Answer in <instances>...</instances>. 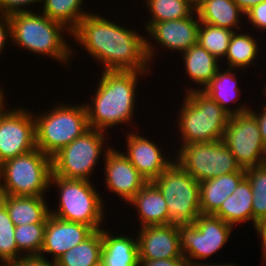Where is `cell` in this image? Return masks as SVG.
I'll return each instance as SVG.
<instances>
[{
	"label": "cell",
	"instance_id": "5bb4252c",
	"mask_svg": "<svg viewBox=\"0 0 266 266\" xmlns=\"http://www.w3.org/2000/svg\"><path fill=\"white\" fill-rule=\"evenodd\" d=\"M141 228L137 240L139 260L184 258L178 225H148Z\"/></svg>",
	"mask_w": 266,
	"mask_h": 266
},
{
	"label": "cell",
	"instance_id": "603a6c76",
	"mask_svg": "<svg viewBox=\"0 0 266 266\" xmlns=\"http://www.w3.org/2000/svg\"><path fill=\"white\" fill-rule=\"evenodd\" d=\"M252 198V187L245 177L213 215L232 226L239 222L253 221Z\"/></svg>",
	"mask_w": 266,
	"mask_h": 266
},
{
	"label": "cell",
	"instance_id": "8992f818",
	"mask_svg": "<svg viewBox=\"0 0 266 266\" xmlns=\"http://www.w3.org/2000/svg\"><path fill=\"white\" fill-rule=\"evenodd\" d=\"M153 183L163 194L169 212V224H193L201 215L199 182L176 161Z\"/></svg>",
	"mask_w": 266,
	"mask_h": 266
},
{
	"label": "cell",
	"instance_id": "ac0fdd59",
	"mask_svg": "<svg viewBox=\"0 0 266 266\" xmlns=\"http://www.w3.org/2000/svg\"><path fill=\"white\" fill-rule=\"evenodd\" d=\"M130 133L127 138L128 155L125 156L147 182H153L172 161L163 157L157 145L136 133Z\"/></svg>",
	"mask_w": 266,
	"mask_h": 266
},
{
	"label": "cell",
	"instance_id": "b9f144b4",
	"mask_svg": "<svg viewBox=\"0 0 266 266\" xmlns=\"http://www.w3.org/2000/svg\"><path fill=\"white\" fill-rule=\"evenodd\" d=\"M3 94L0 93V119L7 113V110H4V99H3ZM5 111V112H4Z\"/></svg>",
	"mask_w": 266,
	"mask_h": 266
},
{
	"label": "cell",
	"instance_id": "30bf717a",
	"mask_svg": "<svg viewBox=\"0 0 266 266\" xmlns=\"http://www.w3.org/2000/svg\"><path fill=\"white\" fill-rule=\"evenodd\" d=\"M103 131L89 128L52 156V174L65 179L88 180L100 158L104 144ZM104 135V136H103Z\"/></svg>",
	"mask_w": 266,
	"mask_h": 266
},
{
	"label": "cell",
	"instance_id": "4dcf8cb0",
	"mask_svg": "<svg viewBox=\"0 0 266 266\" xmlns=\"http://www.w3.org/2000/svg\"><path fill=\"white\" fill-rule=\"evenodd\" d=\"M46 223H34L15 226L14 237L17 250L29 252L26 256H40L44 242ZM21 251V252H20Z\"/></svg>",
	"mask_w": 266,
	"mask_h": 266
},
{
	"label": "cell",
	"instance_id": "d590c367",
	"mask_svg": "<svg viewBox=\"0 0 266 266\" xmlns=\"http://www.w3.org/2000/svg\"><path fill=\"white\" fill-rule=\"evenodd\" d=\"M39 1L42 0H0V14L10 15L21 11H27L21 9L22 7L19 6L28 5V3L33 4Z\"/></svg>",
	"mask_w": 266,
	"mask_h": 266
},
{
	"label": "cell",
	"instance_id": "7402d4cb",
	"mask_svg": "<svg viewBox=\"0 0 266 266\" xmlns=\"http://www.w3.org/2000/svg\"><path fill=\"white\" fill-rule=\"evenodd\" d=\"M102 229L101 266H139L138 241Z\"/></svg>",
	"mask_w": 266,
	"mask_h": 266
},
{
	"label": "cell",
	"instance_id": "d6a6232c",
	"mask_svg": "<svg viewBox=\"0 0 266 266\" xmlns=\"http://www.w3.org/2000/svg\"><path fill=\"white\" fill-rule=\"evenodd\" d=\"M147 4L149 10L152 11V20L149 22L177 20L196 12L185 0H147Z\"/></svg>",
	"mask_w": 266,
	"mask_h": 266
},
{
	"label": "cell",
	"instance_id": "f546056e",
	"mask_svg": "<svg viewBox=\"0 0 266 266\" xmlns=\"http://www.w3.org/2000/svg\"><path fill=\"white\" fill-rule=\"evenodd\" d=\"M201 24L198 32V44L217 59L220 56H225L234 31L203 22ZM202 26H204L203 29Z\"/></svg>",
	"mask_w": 266,
	"mask_h": 266
},
{
	"label": "cell",
	"instance_id": "ba28073f",
	"mask_svg": "<svg viewBox=\"0 0 266 266\" xmlns=\"http://www.w3.org/2000/svg\"><path fill=\"white\" fill-rule=\"evenodd\" d=\"M52 182L59 186L61 194L58 212L50 211V214L66 221L85 224L94 231L100 230L103 202L90 184V179H65L52 174L50 184Z\"/></svg>",
	"mask_w": 266,
	"mask_h": 266
},
{
	"label": "cell",
	"instance_id": "83f0119b",
	"mask_svg": "<svg viewBox=\"0 0 266 266\" xmlns=\"http://www.w3.org/2000/svg\"><path fill=\"white\" fill-rule=\"evenodd\" d=\"M82 3L83 0H44L43 14L65 27L68 23V30L72 32L80 20L88 15L80 11Z\"/></svg>",
	"mask_w": 266,
	"mask_h": 266
},
{
	"label": "cell",
	"instance_id": "3957f363",
	"mask_svg": "<svg viewBox=\"0 0 266 266\" xmlns=\"http://www.w3.org/2000/svg\"><path fill=\"white\" fill-rule=\"evenodd\" d=\"M192 90L179 115L183 144L222 140L231 115L201 90Z\"/></svg>",
	"mask_w": 266,
	"mask_h": 266
},
{
	"label": "cell",
	"instance_id": "9a60e30c",
	"mask_svg": "<svg viewBox=\"0 0 266 266\" xmlns=\"http://www.w3.org/2000/svg\"><path fill=\"white\" fill-rule=\"evenodd\" d=\"M105 152L107 186L128 202L148 182L124 154L110 148Z\"/></svg>",
	"mask_w": 266,
	"mask_h": 266
},
{
	"label": "cell",
	"instance_id": "f35d334b",
	"mask_svg": "<svg viewBox=\"0 0 266 266\" xmlns=\"http://www.w3.org/2000/svg\"><path fill=\"white\" fill-rule=\"evenodd\" d=\"M1 17L4 20H2ZM0 19H1V22H0V52H1L3 47L5 46V39H7V36L10 35L9 37L11 38V23H10L9 15L1 14ZM3 21L5 22L4 24H2Z\"/></svg>",
	"mask_w": 266,
	"mask_h": 266
},
{
	"label": "cell",
	"instance_id": "4316f807",
	"mask_svg": "<svg viewBox=\"0 0 266 266\" xmlns=\"http://www.w3.org/2000/svg\"><path fill=\"white\" fill-rule=\"evenodd\" d=\"M228 69L223 74L220 73V69H218L214 78L203 89L200 88V90L204 92L208 97H210L213 101L218 103L230 115L248 112L250 110L243 106L242 108L238 107V110L234 109V111H231V109H228V107H226V103L234 101L236 95H238L236 94L238 93L236 87L238 85L234 77L236 74L231 73V68Z\"/></svg>",
	"mask_w": 266,
	"mask_h": 266
},
{
	"label": "cell",
	"instance_id": "d4e9b609",
	"mask_svg": "<svg viewBox=\"0 0 266 266\" xmlns=\"http://www.w3.org/2000/svg\"><path fill=\"white\" fill-rule=\"evenodd\" d=\"M102 250V229L74 246L56 261L57 266H98Z\"/></svg>",
	"mask_w": 266,
	"mask_h": 266
},
{
	"label": "cell",
	"instance_id": "6da1fadb",
	"mask_svg": "<svg viewBox=\"0 0 266 266\" xmlns=\"http://www.w3.org/2000/svg\"><path fill=\"white\" fill-rule=\"evenodd\" d=\"M69 34H73L90 55L104 63L105 71L144 74L153 55L152 46L142 35L99 15H86Z\"/></svg>",
	"mask_w": 266,
	"mask_h": 266
},
{
	"label": "cell",
	"instance_id": "7c38bea8",
	"mask_svg": "<svg viewBox=\"0 0 266 266\" xmlns=\"http://www.w3.org/2000/svg\"><path fill=\"white\" fill-rule=\"evenodd\" d=\"M222 141L241 168L261 165L265 146L258 121L250 111L230 116Z\"/></svg>",
	"mask_w": 266,
	"mask_h": 266
},
{
	"label": "cell",
	"instance_id": "f6af8a7d",
	"mask_svg": "<svg viewBox=\"0 0 266 266\" xmlns=\"http://www.w3.org/2000/svg\"><path fill=\"white\" fill-rule=\"evenodd\" d=\"M201 266H232V264H229V263H228V265H227V263H226V265H218V264L217 265H214V264L213 265H209V264L204 265V264H202Z\"/></svg>",
	"mask_w": 266,
	"mask_h": 266
},
{
	"label": "cell",
	"instance_id": "44dd1931",
	"mask_svg": "<svg viewBox=\"0 0 266 266\" xmlns=\"http://www.w3.org/2000/svg\"><path fill=\"white\" fill-rule=\"evenodd\" d=\"M129 202L137 206L142 227L169 224L166 201L153 182H148Z\"/></svg>",
	"mask_w": 266,
	"mask_h": 266
},
{
	"label": "cell",
	"instance_id": "cb8c5ba5",
	"mask_svg": "<svg viewBox=\"0 0 266 266\" xmlns=\"http://www.w3.org/2000/svg\"><path fill=\"white\" fill-rule=\"evenodd\" d=\"M196 13L200 22L232 31L245 14L233 0H203Z\"/></svg>",
	"mask_w": 266,
	"mask_h": 266
},
{
	"label": "cell",
	"instance_id": "74e56055",
	"mask_svg": "<svg viewBox=\"0 0 266 266\" xmlns=\"http://www.w3.org/2000/svg\"><path fill=\"white\" fill-rule=\"evenodd\" d=\"M142 266H189L185 258L139 260Z\"/></svg>",
	"mask_w": 266,
	"mask_h": 266
},
{
	"label": "cell",
	"instance_id": "8fae6325",
	"mask_svg": "<svg viewBox=\"0 0 266 266\" xmlns=\"http://www.w3.org/2000/svg\"><path fill=\"white\" fill-rule=\"evenodd\" d=\"M232 227L213 214H201L193 224H179L180 248L189 266H201V263H193L191 258L206 259L220 250L228 241Z\"/></svg>",
	"mask_w": 266,
	"mask_h": 266
},
{
	"label": "cell",
	"instance_id": "7a4b0ae2",
	"mask_svg": "<svg viewBox=\"0 0 266 266\" xmlns=\"http://www.w3.org/2000/svg\"><path fill=\"white\" fill-rule=\"evenodd\" d=\"M138 73L140 72L104 70L92 100L94 107L85 106L89 128L104 132L107 127L127 123L131 119Z\"/></svg>",
	"mask_w": 266,
	"mask_h": 266
},
{
	"label": "cell",
	"instance_id": "7bdbcfd3",
	"mask_svg": "<svg viewBox=\"0 0 266 266\" xmlns=\"http://www.w3.org/2000/svg\"><path fill=\"white\" fill-rule=\"evenodd\" d=\"M190 4L195 10L202 4L203 0H185Z\"/></svg>",
	"mask_w": 266,
	"mask_h": 266
},
{
	"label": "cell",
	"instance_id": "9c48e42d",
	"mask_svg": "<svg viewBox=\"0 0 266 266\" xmlns=\"http://www.w3.org/2000/svg\"><path fill=\"white\" fill-rule=\"evenodd\" d=\"M181 147L177 163L199 183L242 169L222 140Z\"/></svg>",
	"mask_w": 266,
	"mask_h": 266
},
{
	"label": "cell",
	"instance_id": "ab89813d",
	"mask_svg": "<svg viewBox=\"0 0 266 266\" xmlns=\"http://www.w3.org/2000/svg\"><path fill=\"white\" fill-rule=\"evenodd\" d=\"M250 112L256 117V120L258 121L260 133L262 137V141L264 143V146L266 148V106L264 107V110L262 114H256V112H253L250 110Z\"/></svg>",
	"mask_w": 266,
	"mask_h": 266
},
{
	"label": "cell",
	"instance_id": "60d3db41",
	"mask_svg": "<svg viewBox=\"0 0 266 266\" xmlns=\"http://www.w3.org/2000/svg\"><path fill=\"white\" fill-rule=\"evenodd\" d=\"M246 14L250 9L266 0H233Z\"/></svg>",
	"mask_w": 266,
	"mask_h": 266
},
{
	"label": "cell",
	"instance_id": "e0dca14e",
	"mask_svg": "<svg viewBox=\"0 0 266 266\" xmlns=\"http://www.w3.org/2000/svg\"><path fill=\"white\" fill-rule=\"evenodd\" d=\"M198 21V22H197ZM192 15L177 20L163 22H148L146 30L163 46L179 51H186L192 45L198 44L200 21Z\"/></svg>",
	"mask_w": 266,
	"mask_h": 266
},
{
	"label": "cell",
	"instance_id": "ffe728a7",
	"mask_svg": "<svg viewBox=\"0 0 266 266\" xmlns=\"http://www.w3.org/2000/svg\"><path fill=\"white\" fill-rule=\"evenodd\" d=\"M0 201L6 206L15 226L46 223L50 215L43 196L0 195Z\"/></svg>",
	"mask_w": 266,
	"mask_h": 266
},
{
	"label": "cell",
	"instance_id": "2e32d148",
	"mask_svg": "<svg viewBox=\"0 0 266 266\" xmlns=\"http://www.w3.org/2000/svg\"><path fill=\"white\" fill-rule=\"evenodd\" d=\"M94 230L85 224L66 221L58 217L48 216L44 232L42 252L52 253L53 261L83 242Z\"/></svg>",
	"mask_w": 266,
	"mask_h": 266
},
{
	"label": "cell",
	"instance_id": "f1b7e54d",
	"mask_svg": "<svg viewBox=\"0 0 266 266\" xmlns=\"http://www.w3.org/2000/svg\"><path fill=\"white\" fill-rule=\"evenodd\" d=\"M254 40L248 34H236L234 31L225 55L231 69L232 67H246L255 59L258 54V44Z\"/></svg>",
	"mask_w": 266,
	"mask_h": 266
},
{
	"label": "cell",
	"instance_id": "8d00e7d4",
	"mask_svg": "<svg viewBox=\"0 0 266 266\" xmlns=\"http://www.w3.org/2000/svg\"><path fill=\"white\" fill-rule=\"evenodd\" d=\"M41 254L40 256H26L24 255L18 261L13 262L7 266H57L56 262L50 263Z\"/></svg>",
	"mask_w": 266,
	"mask_h": 266
},
{
	"label": "cell",
	"instance_id": "ee69618b",
	"mask_svg": "<svg viewBox=\"0 0 266 266\" xmlns=\"http://www.w3.org/2000/svg\"><path fill=\"white\" fill-rule=\"evenodd\" d=\"M261 165L266 169V148L264 150L263 159Z\"/></svg>",
	"mask_w": 266,
	"mask_h": 266
},
{
	"label": "cell",
	"instance_id": "836d02e7",
	"mask_svg": "<svg viewBox=\"0 0 266 266\" xmlns=\"http://www.w3.org/2000/svg\"><path fill=\"white\" fill-rule=\"evenodd\" d=\"M15 225L9 217L6 206L0 201V261L9 265L21 258L14 237Z\"/></svg>",
	"mask_w": 266,
	"mask_h": 266
},
{
	"label": "cell",
	"instance_id": "4fadbf2b",
	"mask_svg": "<svg viewBox=\"0 0 266 266\" xmlns=\"http://www.w3.org/2000/svg\"><path fill=\"white\" fill-rule=\"evenodd\" d=\"M35 117L10 110L0 119V164L36 148Z\"/></svg>",
	"mask_w": 266,
	"mask_h": 266
},
{
	"label": "cell",
	"instance_id": "277c9868",
	"mask_svg": "<svg viewBox=\"0 0 266 266\" xmlns=\"http://www.w3.org/2000/svg\"><path fill=\"white\" fill-rule=\"evenodd\" d=\"M9 19L14 43L32 52L68 62L71 50L60 34L66 28L64 25L29 10L10 14Z\"/></svg>",
	"mask_w": 266,
	"mask_h": 266
},
{
	"label": "cell",
	"instance_id": "52a82bcc",
	"mask_svg": "<svg viewBox=\"0 0 266 266\" xmlns=\"http://www.w3.org/2000/svg\"><path fill=\"white\" fill-rule=\"evenodd\" d=\"M35 119L36 147L52 157L89 129L85 106H56Z\"/></svg>",
	"mask_w": 266,
	"mask_h": 266
},
{
	"label": "cell",
	"instance_id": "484cf974",
	"mask_svg": "<svg viewBox=\"0 0 266 266\" xmlns=\"http://www.w3.org/2000/svg\"><path fill=\"white\" fill-rule=\"evenodd\" d=\"M183 53L190 79L206 86L218 70L217 58L199 44L192 45Z\"/></svg>",
	"mask_w": 266,
	"mask_h": 266
},
{
	"label": "cell",
	"instance_id": "1f68e13d",
	"mask_svg": "<svg viewBox=\"0 0 266 266\" xmlns=\"http://www.w3.org/2000/svg\"><path fill=\"white\" fill-rule=\"evenodd\" d=\"M245 177L252 187L253 223L266 219V169L254 166L245 169Z\"/></svg>",
	"mask_w": 266,
	"mask_h": 266
},
{
	"label": "cell",
	"instance_id": "d6986e66",
	"mask_svg": "<svg viewBox=\"0 0 266 266\" xmlns=\"http://www.w3.org/2000/svg\"><path fill=\"white\" fill-rule=\"evenodd\" d=\"M245 178V169L199 183L201 214H214Z\"/></svg>",
	"mask_w": 266,
	"mask_h": 266
},
{
	"label": "cell",
	"instance_id": "e575fe53",
	"mask_svg": "<svg viewBox=\"0 0 266 266\" xmlns=\"http://www.w3.org/2000/svg\"><path fill=\"white\" fill-rule=\"evenodd\" d=\"M245 15L257 28L266 29V1L254 6Z\"/></svg>",
	"mask_w": 266,
	"mask_h": 266
},
{
	"label": "cell",
	"instance_id": "5b68a950",
	"mask_svg": "<svg viewBox=\"0 0 266 266\" xmlns=\"http://www.w3.org/2000/svg\"><path fill=\"white\" fill-rule=\"evenodd\" d=\"M51 175L52 157L36 147L0 164V195L43 196Z\"/></svg>",
	"mask_w": 266,
	"mask_h": 266
}]
</instances>
